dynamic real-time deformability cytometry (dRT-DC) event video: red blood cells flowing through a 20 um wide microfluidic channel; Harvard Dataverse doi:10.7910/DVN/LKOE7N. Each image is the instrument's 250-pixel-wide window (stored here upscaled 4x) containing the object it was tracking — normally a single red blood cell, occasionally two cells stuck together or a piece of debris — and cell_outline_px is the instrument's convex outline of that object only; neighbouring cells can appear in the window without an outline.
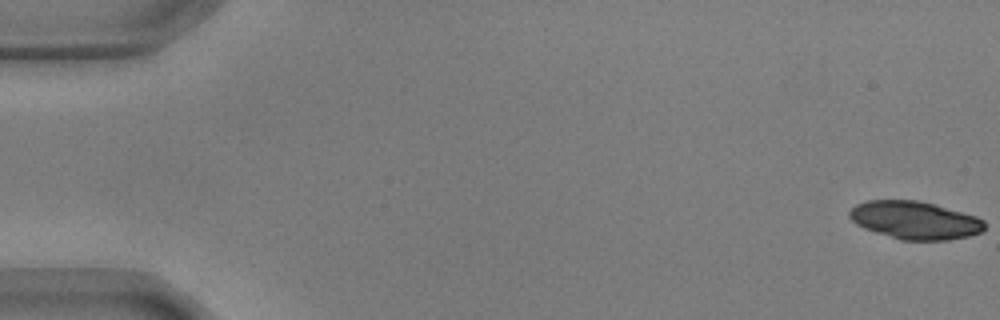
{"species": "common noctule bat (a hibernating species)", "species_latin": "Nyctalus noctula", "temperature_condition": "warm", "stored_images_in_passage": 55, "segment_of_instrument_passage": [1, 2], "camera_frame_rate_fps": 3000, "um_per_image_px": 0.085, "animal": {"sex": "male", "body_mass_g": 17.9, "forearm_length_mm": 54.2}, "frame": {"image": 1, "passage_image": 1, "time_ms": 0.0, "image_size_px": [1000, 320], "cell_outline_px": [[984, 228], [980, 232], [968, 236], [948, 240], [900, 240], [864, 228], [856, 224], [848, 216], [848, 212], [856, 204], [868, 200], [916, 200], [932, 204], [976, 216], [984, 220]], "centroid_in_image_um": [77.73, 18.72], "position_along_channel_um": 7.3, "area_um2": 29.59}}